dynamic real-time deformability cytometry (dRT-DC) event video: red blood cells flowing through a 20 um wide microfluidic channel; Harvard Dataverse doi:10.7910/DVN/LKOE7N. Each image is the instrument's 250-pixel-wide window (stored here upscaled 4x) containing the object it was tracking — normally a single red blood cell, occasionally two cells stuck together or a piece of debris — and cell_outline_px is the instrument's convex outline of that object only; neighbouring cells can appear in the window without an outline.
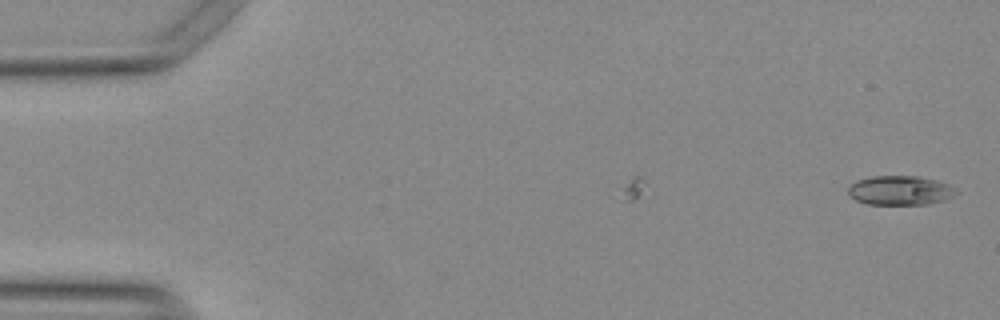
{"species": "Egyptian fruit bat (a non-hibernating species)", "species_latin": "Rousettus aegyptiacus", "temperature_condition": "warm", "stored_images_in_passage": 46, "camera_frame_rate_fps": 3000, "um_per_image_px": 0.085, "animal": {"sex": "female"}, "frame": {"image": 1, "passage_image": 1, "time_ms": 0.0, "image_size_px": [1000, 320], "cell_outline_px": [[956, 192], [952, 196], [944, 200], [928, 204], [868, 204], [856, 200], [848, 192], [848, 188], [856, 180], [872, 176], [916, 176], [936, 180], [948, 184]], "centroid_in_image_um": [76.48, 16.18], "position_along_channel_um": 8.5, "area_um2": 18.15}}
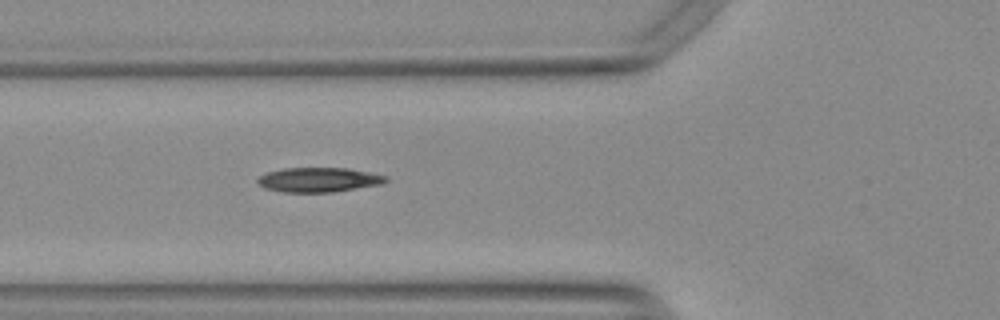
{"frame": {"image": 2, "passage_image": 19, "time_ms": 6.0, "image_size_px": [1000, 320], "cell_outline_px": [[388, 180], [380, 184], [332, 192], [284, 192], [264, 188], [256, 180], [260, 176], [268, 172], [284, 168], [348, 168], [388, 176]], "centroid_in_image_um": [27.08, 15.28], "position_along_channel_um": 98.7, "area_um2": 18.15}}
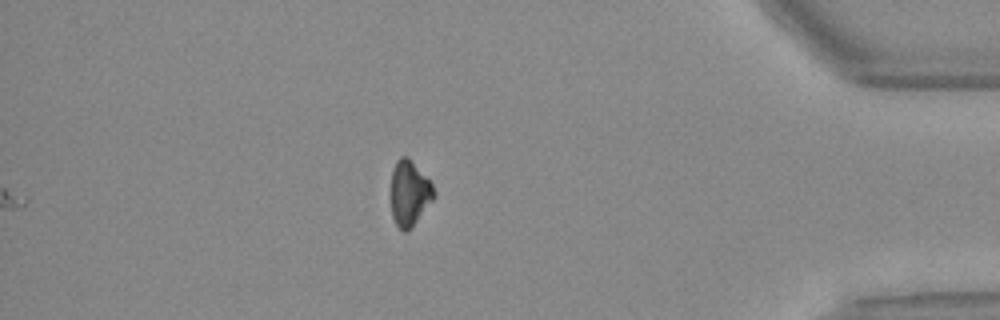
{"frame": {"image": 3, "passage_image": 46, "time_ms": 15.0, "image_size_px": [1000, 320], "cell_outline_px": [[436, 196], [416, 220], [404, 232], [396, 224], [392, 216], [392, 168], [396, 160], [400, 156], [408, 156], [432, 184], [436, 192]], "centroid_in_image_um": [34.8, 16.36], "position_along_channel_um": 400.4, "area_um2": 15.95}, "authors_computed_cell_mechanics": {"area_um2": 18.1781, "velocity_mm_per_s": 3.8031, "shape_relaxation_time_tau1_ms": 6.0552, "shape_relaxation_time_tau2_ms": null, "deformation_change_tau1": 0.1546, "deformation_change_tau2": null}}